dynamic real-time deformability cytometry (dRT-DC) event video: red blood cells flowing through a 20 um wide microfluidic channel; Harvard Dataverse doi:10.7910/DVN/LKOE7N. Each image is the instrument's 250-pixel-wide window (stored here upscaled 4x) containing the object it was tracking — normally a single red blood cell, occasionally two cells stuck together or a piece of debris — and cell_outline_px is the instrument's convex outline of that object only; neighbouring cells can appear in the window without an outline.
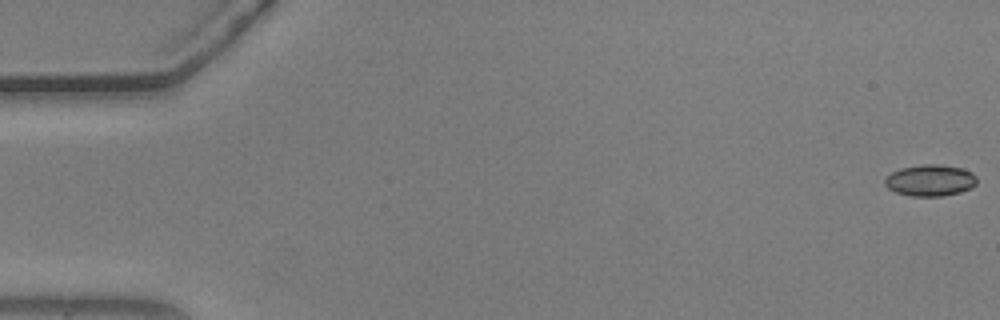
{"species": "common noctule bat (a hibernating species)", "species_latin": "Nyctalus noctula", "temperature_condition": "warm", "stored_images_in_passage": 56, "camera_frame_rate_fps": 3000, "um_per_image_px": 0.085, "animal": {"sex": "male", "body_mass_g": 20.5, "forearm_length_mm": 52.5}, "frame": {"image": 1, "passage_image": 1, "time_ms": 0.0, "image_size_px": [1000, 320], "cell_outline_px": [[976, 184], [972, 188], [960, 192], [944, 196], [912, 196], [896, 192], [888, 188], [884, 184], [884, 180], [892, 172], [900, 168], [924, 164], [936, 164], [964, 168], [972, 172], [976, 176]], "centroid_in_image_um": [79.09, 15.33], "position_along_channel_um": 5.9, "area_um2": 16.94}}
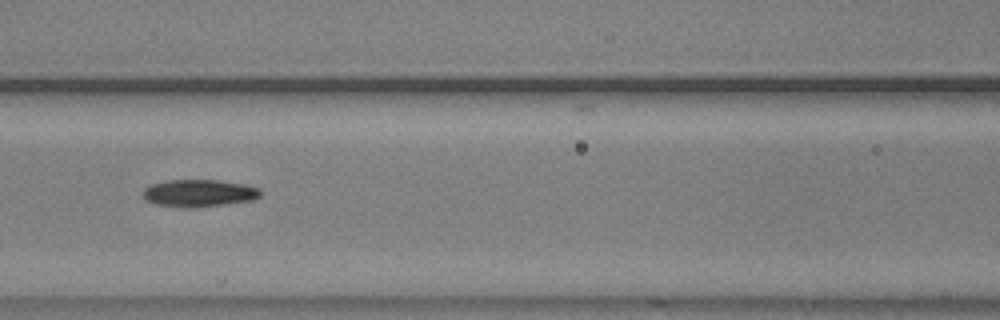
{"frame": {"image": 2, "passage_image": 25, "time_ms": 8.0, "image_size_px": [1000, 320], "cell_outline_px": [[260, 196], [252, 200], [196, 208], [184, 208], [156, 204], [144, 200], [144, 188], [152, 184], [168, 180], [220, 180], [248, 184], [260, 188]], "centroid_in_image_um": [16.93, 16.41], "position_along_channel_um": 149.7, "area_um2": 18.84}}
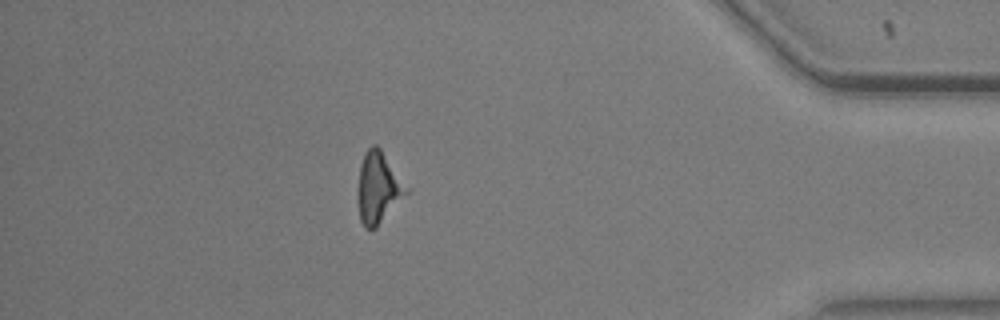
{"frame": {"image": 3, "passage_image": 49, "time_ms": 16.0, "image_size_px": [1000, 320], "cell_outline_px": [[408, 192], [376, 228], [364, 228], [360, 220], [356, 196], [360, 164], [364, 152], [372, 144], [376, 144], [380, 148], [408, 188]], "centroid_in_image_um": [32.1, 15.95], "position_along_channel_um": 403.1, "area_um2": 20.11}, "authors_computed_cell_mechanics": {"area_um2": 18.4093, "velocity_mm_per_s": 3.698, "shape_relaxation_time_tau1_ms": null, "shape_relaxation_time_tau2_ms": 2.5901, "deformation_change_tau1": null, "deformation_change_tau2": 0.1143}}